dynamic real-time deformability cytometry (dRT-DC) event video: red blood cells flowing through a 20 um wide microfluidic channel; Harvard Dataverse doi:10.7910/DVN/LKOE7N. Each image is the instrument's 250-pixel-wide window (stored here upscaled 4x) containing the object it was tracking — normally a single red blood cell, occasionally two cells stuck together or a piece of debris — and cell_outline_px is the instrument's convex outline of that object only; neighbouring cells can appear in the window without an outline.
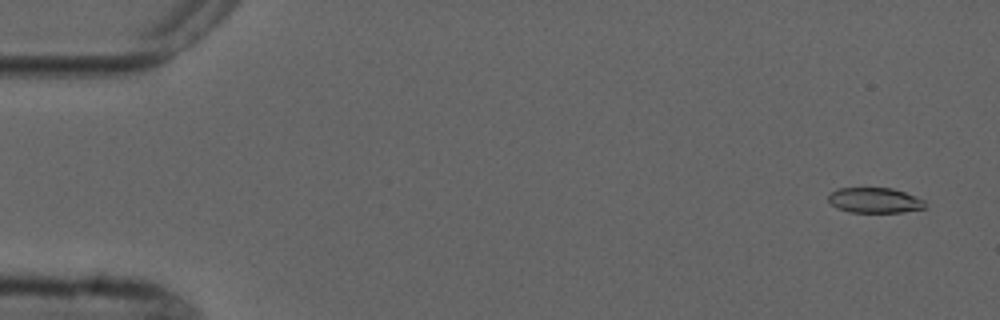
{"species": "common noctule bat (a hibernating species)", "species_latin": "Nyctalus noctula", "temperature_condition": "cold", "stored_images_in_passage": 6, "camera_frame_rate_fps": 3000, "um_per_image_px": 0.085, "animal": {"sex": "male", "forearm_length_mm": 52.5}, "frame": {"image": 1, "passage_image": 1, "time_ms": 0.0, "image_size_px": [1000, 320], "cell_outline_px": [[924, 208], [900, 212], [848, 212], [836, 208], [828, 200], [828, 196], [832, 192], [840, 188], [892, 188], [904, 192], [924, 200]], "centroid_in_image_um": [74.31, 17.03], "position_along_channel_um": 10.7, "area_um2": 14.05}}
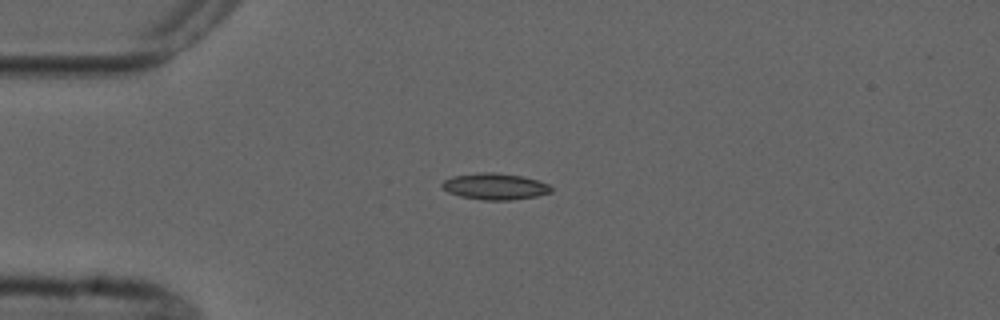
{"frame": {"image": 2, "passage_image": 4, "time_ms": 3.667, "image_size_px": [1000, 320], "cell_outline_px": [[552, 192], [536, 196], [508, 200], [484, 200], [460, 196], [448, 192], [440, 184], [444, 180], [452, 176], [480, 172], [496, 172], [520, 176], [536, 180], [548, 184], [552, 188]], "centroid_in_image_um": [42.05, 15.84], "position_along_channel_um": 43.0, "area_um2": 16.65}}
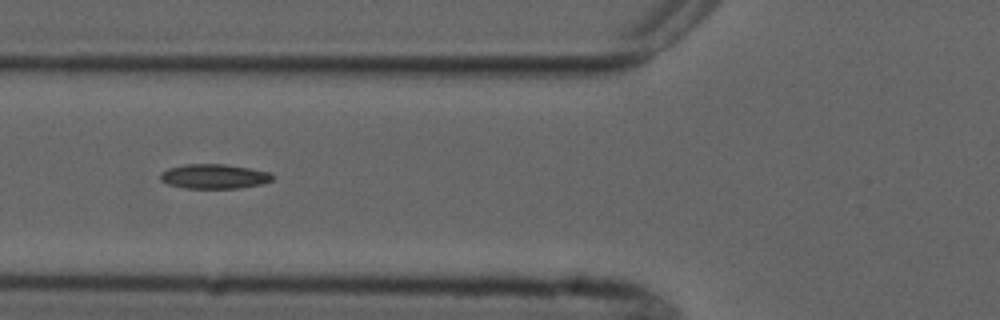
{"frame": {"image": 3, "passage_image": 6, "time_ms": 6.0, "image_size_px": [1000, 320], "cell_outline_px": [[276, 176], [272, 180], [260, 184], [236, 188], [184, 188], [168, 184], [160, 180], [160, 172], [168, 168], [184, 164], [224, 164], [272, 172]], "centroid_in_image_um": [18.19, 14.98], "position_along_channel_um": 107.6, "area_um2": 16.13}}